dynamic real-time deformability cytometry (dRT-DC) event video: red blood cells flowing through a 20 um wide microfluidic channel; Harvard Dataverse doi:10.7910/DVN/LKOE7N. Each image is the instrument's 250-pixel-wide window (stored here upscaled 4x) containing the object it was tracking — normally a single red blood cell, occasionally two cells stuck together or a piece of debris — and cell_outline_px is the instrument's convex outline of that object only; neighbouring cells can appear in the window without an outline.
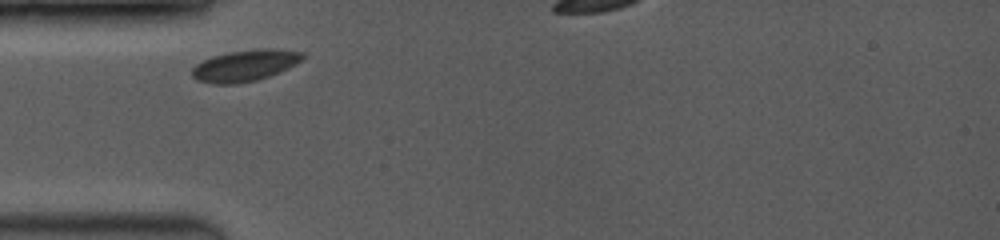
{"species": "common noctule bat (a hibernating species)", "species_latin": "Nyctalus noctula", "temperature_condition": "room temperature", "stored_images_in_passage": 22, "camera_frame_rate_fps": 3500, "um_per_image_px": 0.085, "animal": {"sex": "female", "body_mass_g": 19.0, "forearm_length_mm": 53.3}, "frame": {"image": 1, "passage_image": 1, "time_ms": 0.0, "image_size_px": [1000, 240], "cell_outline_px": [[304, 56], [296, 64], [288, 68], [268, 76], [256, 80], [236, 84], [212, 84], [196, 80], [192, 76], [192, 68], [196, 64], [212, 56], [252, 48], [272, 48], [304, 52]], "centroid_in_image_um": [20.81, 5.57], "position_along_channel_um": 64.2, "area_um2": 20.23}}
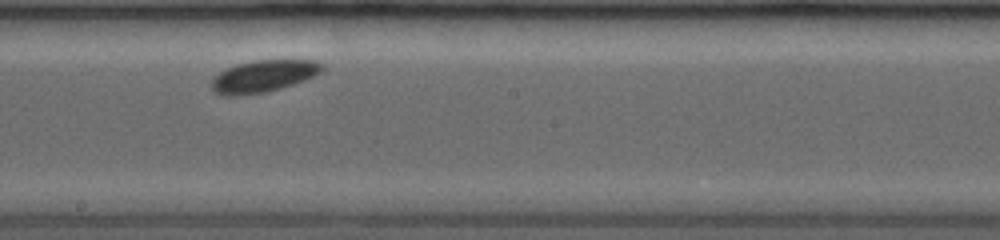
{"frame": {"image": 2, "passage_image": 10, "time_ms": 4.286, "image_size_px": [1000, 240], "cell_outline_px": [[324, 68], [312, 76], [304, 80], [280, 88], [264, 92], [240, 96], [228, 96], [216, 92], [212, 88], [212, 80], [220, 72], [236, 64], [252, 60], [316, 60], [324, 64]], "centroid_in_image_um": [22.39, 6.46], "position_along_channel_um": 225.8, "area_um2": 20.35}}
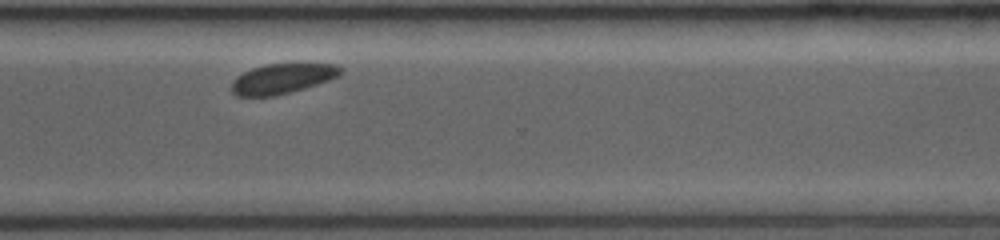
{"frame": {"image": 3, "passage_image": 17, "time_ms": 7.429, "image_size_px": [1000, 240], "cell_outline_px": [[344, 68], [340, 76], [304, 88], [276, 96], [236, 96], [232, 92], [232, 80], [236, 76], [252, 68], [268, 64], [304, 60], [308, 60], [336, 64]], "centroid_in_image_um": [24.09, 6.61], "position_along_channel_um": 346.5, "area_um2": 20.06}}